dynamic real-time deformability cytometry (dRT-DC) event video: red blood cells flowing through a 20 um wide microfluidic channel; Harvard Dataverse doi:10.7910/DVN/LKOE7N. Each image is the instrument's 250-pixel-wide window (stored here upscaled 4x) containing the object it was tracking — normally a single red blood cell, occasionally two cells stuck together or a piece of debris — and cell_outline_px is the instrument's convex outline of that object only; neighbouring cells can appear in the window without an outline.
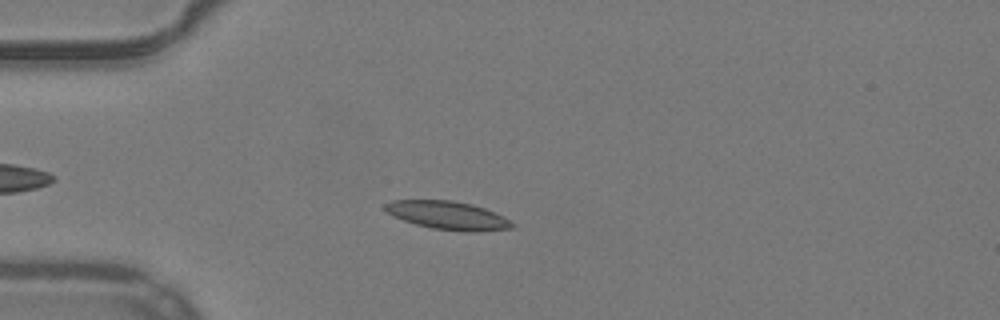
{"species": "common noctule bat (a hibernating species)", "species_latin": "Nyctalus noctula", "temperature_condition": "warm", "stored_images_in_passage": 39, "camera_frame_rate_fps": 3000, "um_per_image_px": 0.085, "animal": {"sex": "male", "body_mass_g": 19.2, "forearm_length_mm": 51.8}, "frame": {"image": 1, "passage_image": 9, "time_ms": 2.667, "image_size_px": [1000, 320], "cell_outline_px": [[516, 228], [472, 232], [464, 232], [432, 228], [416, 224], [404, 220], [388, 212], [384, 208], [384, 204], [392, 200], [452, 200], [472, 204], [484, 208], [504, 216], [516, 224]], "centroid_in_image_um": [38.13, 18.31], "position_along_channel_um": 46.9, "area_um2": 20.98}}
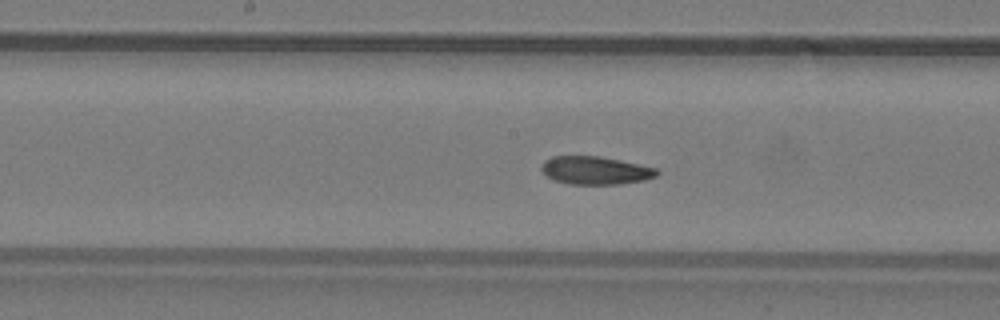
{"frame": {"image": 2, "passage_image": 22, "time_ms": 7.0, "image_size_px": [1000, 320], "cell_outline_px": [[660, 172], [656, 176], [644, 180], [620, 184], [568, 184], [556, 180], [548, 176], [540, 168], [544, 160], [552, 156], [600, 156], [620, 160], [656, 168]], "centroid_in_image_um": [50.61, 14.48], "position_along_channel_um": 197.6, "area_um2": 18.79}}
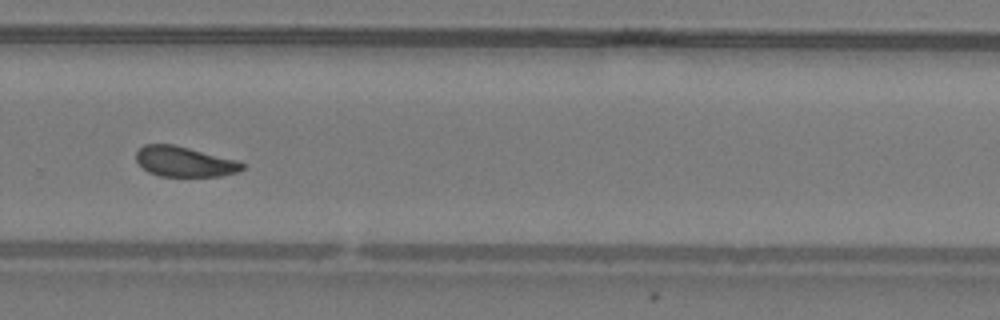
{"frame": {"image": 3, "passage_image": 31, "time_ms": 10.0, "image_size_px": [1000, 320], "cell_outline_px": [[244, 168], [240, 172], [220, 176], [160, 176], [148, 172], [136, 160], [136, 152], [144, 144], [172, 144], [236, 160], [244, 164]], "centroid_in_image_um": [15.67, 13.75], "position_along_channel_um": 314.1, "area_um2": 18.5}, "authors_computed_cell_mechanics": {"area_um2": 19.4786, "velocity_mm_per_s": 3.9086, "shape_relaxation_time_tau1_ms": 9.9192, "shape_relaxation_time_tau2_ms": 2.645, "deformation_change_tau1": 0.2035, "deformation_change_tau2": 0.0857}}